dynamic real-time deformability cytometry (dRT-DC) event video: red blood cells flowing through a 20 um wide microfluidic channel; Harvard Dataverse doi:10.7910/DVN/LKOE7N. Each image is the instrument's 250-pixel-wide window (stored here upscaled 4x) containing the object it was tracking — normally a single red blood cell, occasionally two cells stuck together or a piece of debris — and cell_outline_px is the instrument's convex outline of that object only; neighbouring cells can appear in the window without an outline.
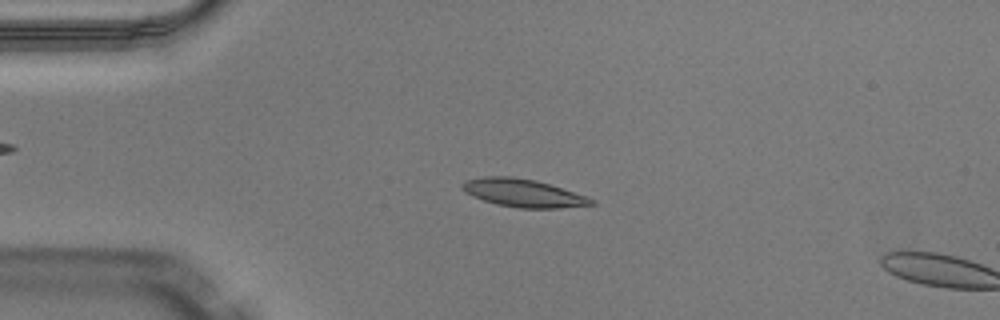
{"species": "Egyptian fruit bat (a non-hibernating species)", "species_latin": "Rousettus aegyptiacus", "temperature_condition": "warm", "stored_images_in_passage": 48, "segment_of_instrument_passage": [1, 2], "camera_frame_rate_fps": 3000, "um_per_image_px": 0.085, "animal": {"sex": "male"}, "frame": {"image": 1, "passage_image": 11, "time_ms": 3.333, "image_size_px": [1000, 320], "cell_outline_px": [[596, 204], [560, 208], [520, 208], [496, 204], [472, 196], [464, 192], [460, 188], [460, 184], [464, 180], [484, 176], [512, 176], [536, 180], [596, 200]], "centroid_in_image_um": [44.39, 16.4], "position_along_channel_um": 40.6, "area_um2": 20.98}}
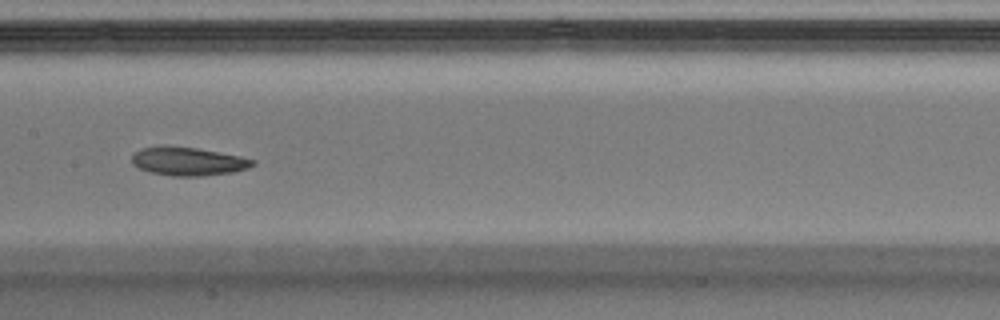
{"frame": {"image": 2, "passage_image": 24, "time_ms": 7.667, "image_size_px": [1000, 320], "cell_outline_px": [[256, 164], [248, 168], [232, 172], [204, 176], [172, 176], [148, 172], [132, 164], [132, 156], [140, 148], [164, 144], [168, 144], [196, 148], [240, 156], [256, 160]], "centroid_in_image_um": [15.96, 13.7], "position_along_channel_um": 191.4, "area_um2": 20.35}}
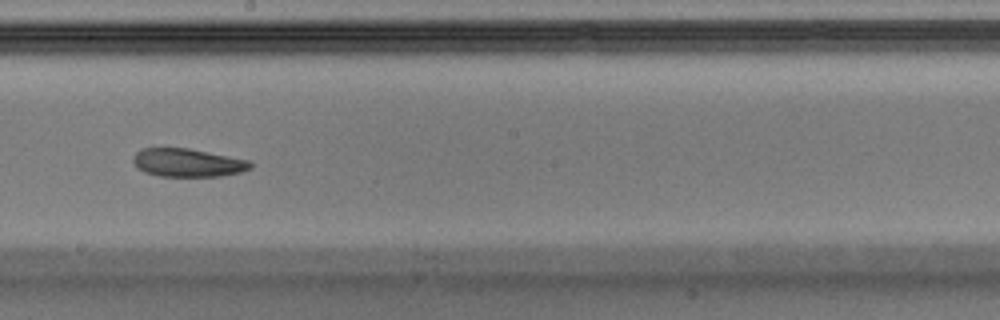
{"frame": {"image": 3, "passage_image": 27, "time_ms": 8.667, "image_size_px": [1000, 320], "cell_outline_px": [[252, 168], [240, 172], [220, 176], [160, 176], [144, 172], [136, 168], [132, 160], [132, 156], [136, 152], [144, 148], [188, 148], [248, 160], [252, 164]], "centroid_in_image_um": [15.91, 13.83], "position_along_channel_um": 232.3, "area_um2": 19.25}}